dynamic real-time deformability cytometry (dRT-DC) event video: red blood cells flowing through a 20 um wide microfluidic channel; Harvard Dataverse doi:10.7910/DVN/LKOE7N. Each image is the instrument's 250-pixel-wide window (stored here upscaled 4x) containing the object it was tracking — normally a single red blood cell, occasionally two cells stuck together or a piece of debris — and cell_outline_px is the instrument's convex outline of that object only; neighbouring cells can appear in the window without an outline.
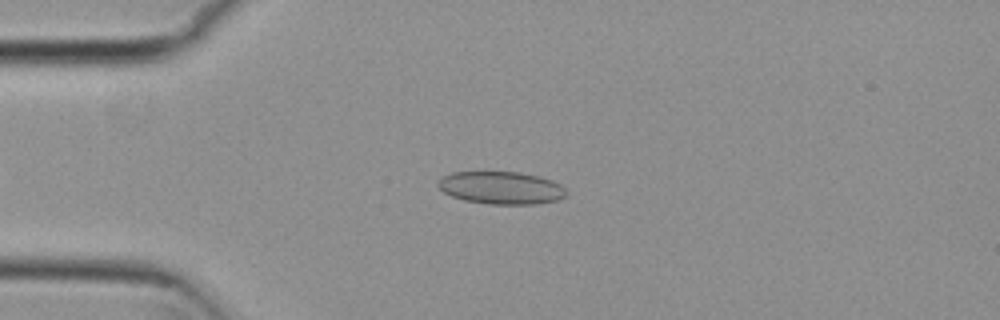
{"species": "common noctule bat (a hibernating species)", "species_latin": "Nyctalus noctula", "temperature_condition": "cold", "stored_images_in_passage": 50, "camera_frame_rate_fps": 3000, "um_per_image_px": 0.085, "animal": {"sex": "female", "body_mass_g": 29.2, "forearm_length_mm": 56.3}, "frame": {"image": 1, "passage_image": 14, "time_ms": 4.333, "image_size_px": [1000, 320], "cell_outline_px": [[568, 196], [556, 200], [536, 204], [488, 204], [464, 200], [452, 196], [444, 192], [436, 184], [436, 180], [452, 172], [488, 168], [520, 172], [540, 176], [552, 180], [560, 184], [568, 192]], "centroid_in_image_um": [42.57, 15.9], "position_along_channel_um": 42.4, "area_um2": 25.55}}
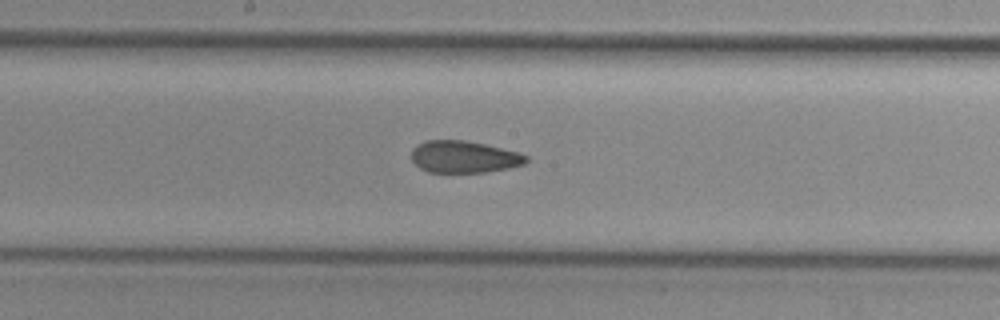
{"frame": {"image": 2, "passage_image": 29, "time_ms": 9.333, "image_size_px": [1000, 320], "cell_outline_px": [[528, 160], [524, 164], [508, 168], [484, 172], [428, 172], [420, 168], [412, 160], [412, 148], [416, 144], [424, 140], [464, 140], [484, 144], [520, 152], [528, 156]], "centroid_in_image_um": [39.43, 13.32], "position_along_channel_um": 208.8, "area_um2": 21.44}}
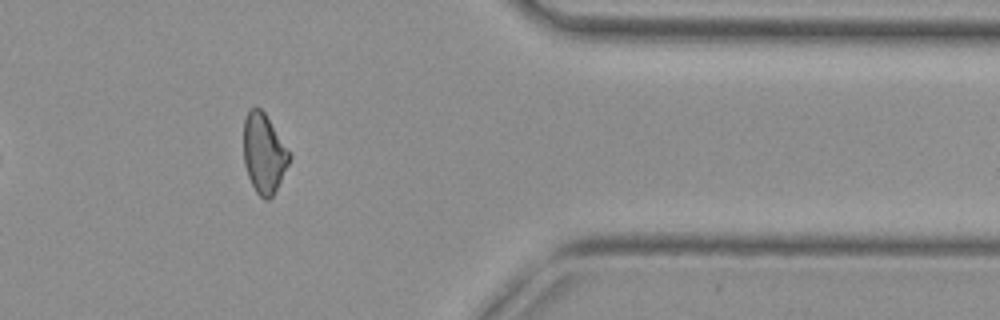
{"frame": {"image": 3, "passage_image": 45, "time_ms": 14.667, "image_size_px": [1000, 320], "cell_outline_px": [[292, 156], [272, 196], [268, 200], [264, 200], [256, 192], [248, 176], [244, 164], [244, 116], [248, 108], [260, 108], [264, 112]], "centroid_in_image_um": [22.41, 13.02], "position_along_channel_um": 389.0, "area_um2": 20.92}, "authors_computed_cell_mechanics": {"area_um2": 22.7732, "velocity_mm_per_s": 3.7748, "shape_relaxation_time_tau1_ms": null, "shape_relaxation_time_tau2_ms": 2.2778, "deformation_change_tau1": null, "deformation_change_tau2": 0.0729}}